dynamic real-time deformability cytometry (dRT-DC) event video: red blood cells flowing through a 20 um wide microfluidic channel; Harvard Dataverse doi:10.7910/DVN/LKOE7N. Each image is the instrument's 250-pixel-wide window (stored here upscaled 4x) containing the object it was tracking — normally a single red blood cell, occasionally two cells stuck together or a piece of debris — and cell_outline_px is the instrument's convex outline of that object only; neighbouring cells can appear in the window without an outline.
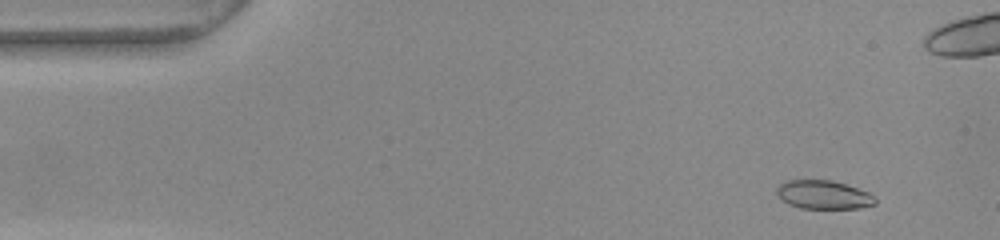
{"species": "common noctule bat (a hibernating species)", "species_latin": "Nyctalus noctula", "temperature_condition": "warm", "stored_images_in_passage": 55, "camera_frame_rate_fps": 3000, "um_per_image_px": 0.085, "animal": {"sex": "female", "body_mass_g": 22.0, "forearm_length_mm": 56.7}, "frame": {"image": 1, "passage_image": 5, "time_ms": 1.333, "image_size_px": [1000, 240], "cell_outline_px": [[876, 204], [860, 208], [800, 208], [788, 204], [776, 192], [776, 188], [780, 184], [788, 180], [832, 180], [868, 192], [876, 200]], "centroid_in_image_um": [69.99, 16.55], "position_along_channel_um": 15.0, "area_um2": 16.18}}
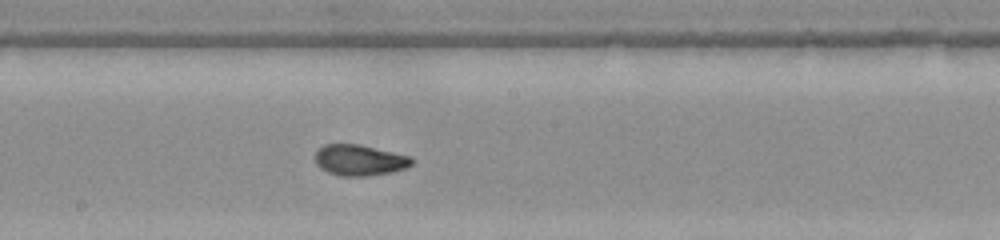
{"frame": {"image": 2, "passage_image": 29, "time_ms": 9.333, "image_size_px": [1000, 240], "cell_outline_px": [[412, 164], [408, 168], [392, 172], [368, 176], [340, 176], [328, 172], [320, 168], [316, 164], [316, 152], [324, 144], [360, 144], [408, 156], [412, 160]], "centroid_in_image_um": [30.55, 13.62], "position_along_channel_um": 217.6, "area_um2": 17.34}}
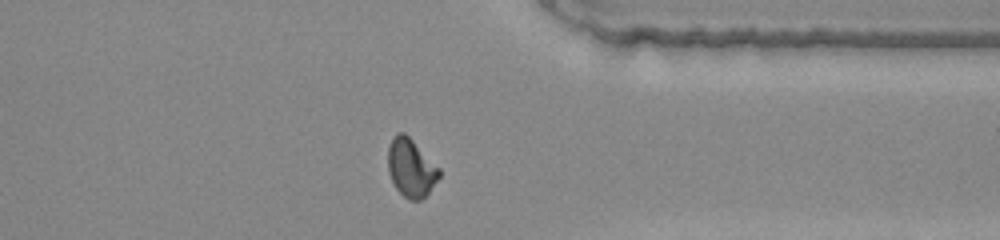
{"frame": {"image": 3, "passage_image": 42, "time_ms": 13.667, "image_size_px": [1000, 240], "cell_outline_px": [[440, 176], [428, 192], [420, 200], [408, 200], [396, 188], [388, 172], [388, 148], [396, 132], [404, 132], [440, 168]], "centroid_in_image_um": [34.93, 14.26], "position_along_channel_um": 376.5, "area_um2": 17.11}, "authors_computed_cell_mechanics": {"area_um2": 17.1666, "velocity_mm_per_s": 3.8332, "shape_relaxation_time_tau1_ms": 4.7513, "shape_relaxation_time_tau2_ms": 1.1127, "deformation_change_tau1": 0.2012, "deformation_change_tau2": 0.0621}}